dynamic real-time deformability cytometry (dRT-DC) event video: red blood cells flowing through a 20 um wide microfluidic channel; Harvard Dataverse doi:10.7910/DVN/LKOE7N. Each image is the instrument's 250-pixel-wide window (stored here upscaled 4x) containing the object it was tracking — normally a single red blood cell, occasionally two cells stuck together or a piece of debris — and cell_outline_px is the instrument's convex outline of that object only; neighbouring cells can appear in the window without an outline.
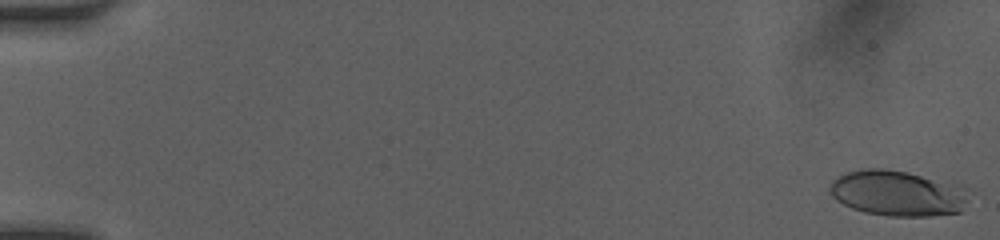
{"species": "human", "species_latin": "Homo sapiens", "temperature_condition": "room temperature", "stored_images_in_passage": 15, "camera_frame_rate_fps": 3000, "um_per_image_px": 0.085, "donor": {"sex": "female"}, "frame": {"image": 1, "passage_image": 1, "time_ms": 0.0, "image_size_px": [1000, 240], "cell_outline_px": [[968, 200], [960, 212], [928, 216], [888, 216], [864, 212], [852, 208], [836, 200], [832, 196], [828, 188], [832, 180], [848, 172], [860, 168], [884, 168], [908, 172], [960, 184], [968, 188]], "centroid_in_image_um": [76.32, 16.41], "position_along_channel_um": 8.7, "area_um2": 37.34}}